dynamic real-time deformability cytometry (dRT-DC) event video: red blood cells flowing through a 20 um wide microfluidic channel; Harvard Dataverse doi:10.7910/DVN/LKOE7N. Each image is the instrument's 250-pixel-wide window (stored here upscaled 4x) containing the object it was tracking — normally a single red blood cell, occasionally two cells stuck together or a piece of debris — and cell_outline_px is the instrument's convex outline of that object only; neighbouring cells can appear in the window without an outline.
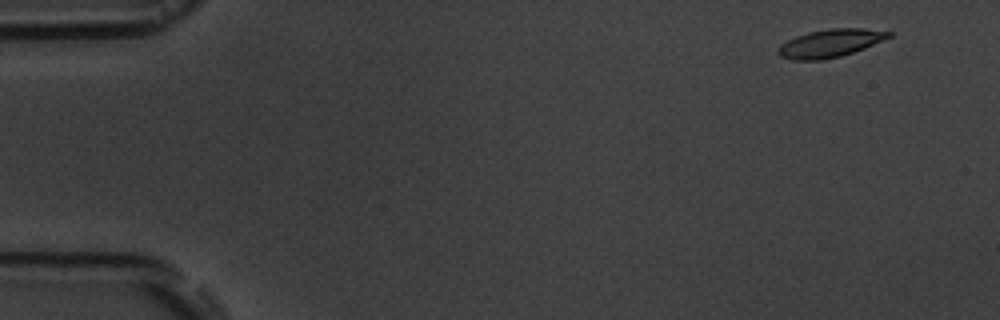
{"species": "common noctule bat (a hibernating species)", "species_latin": "Nyctalus noctula", "temperature_condition": "room temperature", "stored_images_in_passage": 4, "camera_frame_rate_fps": 3000, "um_per_image_px": 0.085, "animal": {"sex": "male", "body_mass_g": 19.5, "forearm_length_mm": 54.6}, "frame": {"image": 1, "passage_image": 1, "time_ms": 0.0, "image_size_px": [1000, 320], "cell_outline_px": [[892, 36], [884, 40], [864, 48], [840, 56], [820, 60], [792, 60], [780, 56], [776, 52], [780, 44], [796, 36], [808, 32], [828, 28], [864, 28], [892, 32]], "centroid_in_image_um": [70.55, 3.67], "position_along_channel_um": 14.4, "area_um2": 18.03}}
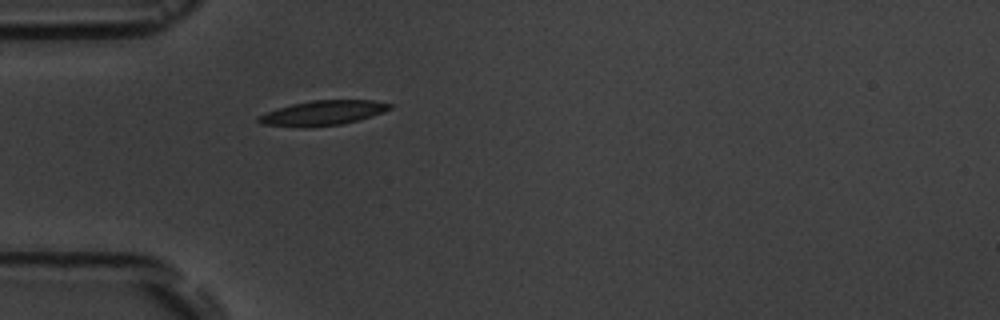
{"frame": {"image": 2, "passage_image": 4, "time_ms": 4.333, "image_size_px": [1000, 320], "cell_outline_px": [[392, 108], [384, 112], [372, 116], [340, 124], [304, 128], [260, 124], [256, 120], [256, 116], [292, 104], [312, 100], [372, 100], [392, 104]], "centroid_in_image_um": [27.42, 9.61], "position_along_channel_um": 57.6, "area_um2": 18.9}}